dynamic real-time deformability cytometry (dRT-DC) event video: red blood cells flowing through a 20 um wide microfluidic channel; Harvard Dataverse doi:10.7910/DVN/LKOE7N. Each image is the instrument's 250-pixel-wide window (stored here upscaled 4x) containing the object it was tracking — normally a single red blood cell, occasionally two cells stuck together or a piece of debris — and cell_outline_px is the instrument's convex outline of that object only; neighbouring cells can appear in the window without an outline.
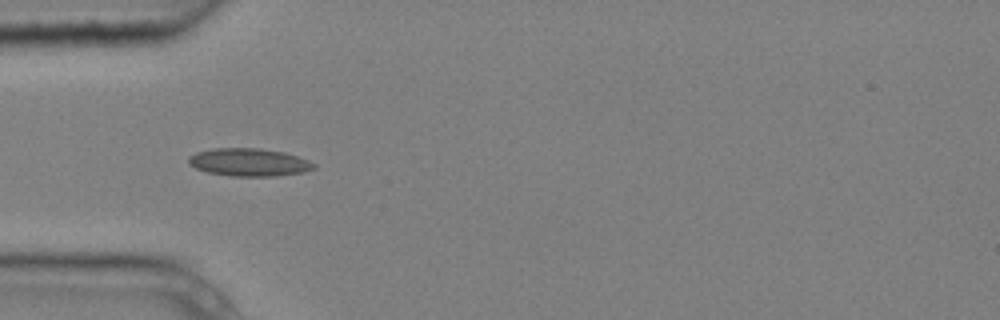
{"species": "common noctule bat (a hibernating species)", "species_latin": "Nyctalus noctula", "temperature_condition": "cold", "stored_images_in_passage": 4, "camera_frame_rate_fps": 3000, "um_per_image_px": 0.085, "animal": {"sex": "male", "body_mass_g": 20.4}, "frame": {"image": 1, "passage_image": 3, "time_ms": 0.667, "image_size_px": [1000, 320], "cell_outline_px": [[316, 168], [304, 172], [276, 176], [228, 176], [208, 172], [196, 168], [188, 164], [188, 156], [196, 152], [212, 148], [260, 148], [284, 152], [308, 160], [316, 164]], "centroid_in_image_um": [21.15, 13.79], "position_along_channel_um": 63.8, "area_um2": 20.46}}
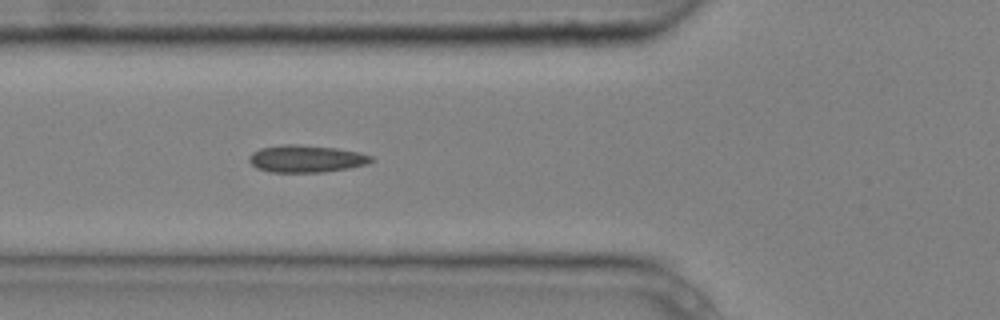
{"frame": {"image": 2, "passage_image": 4, "time_ms": 1.0, "image_size_px": [1000, 320], "cell_outline_px": [[376, 160], [368, 164], [348, 168], [324, 172], [268, 172], [256, 168], [248, 160], [248, 156], [252, 152], [260, 148], [284, 144], [296, 144], [336, 148], [360, 152], [372, 156]], "centroid_in_image_um": [26.03, 13.49], "position_along_channel_um": 99.8, "area_um2": 19.59}}